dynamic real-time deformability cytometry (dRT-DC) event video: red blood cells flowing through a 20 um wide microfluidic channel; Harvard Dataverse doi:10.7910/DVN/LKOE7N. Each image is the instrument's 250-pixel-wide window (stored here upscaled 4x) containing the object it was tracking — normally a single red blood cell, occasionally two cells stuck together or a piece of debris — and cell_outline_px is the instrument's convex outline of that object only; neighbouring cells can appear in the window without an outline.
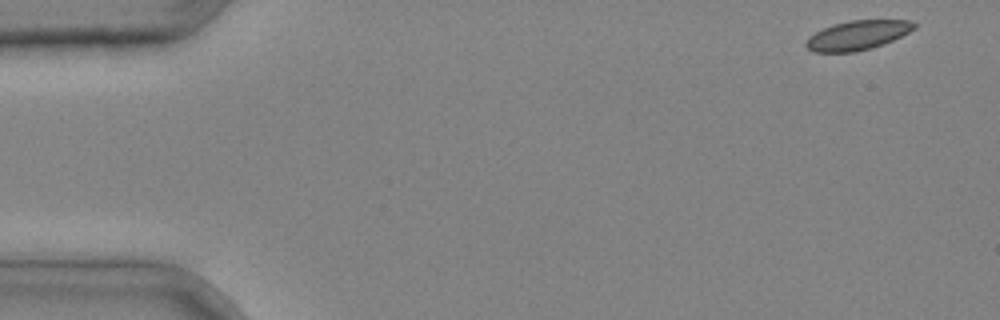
{"species": "common noctule bat (a hibernating species)", "species_latin": "Nyctalus noctula", "temperature_condition": "cold", "stored_images_in_passage": 37, "camera_frame_rate_fps": 3000, "um_per_image_px": 0.085, "animal": {"sex": "male", "body_mass_g": 20.4}, "frame": {"image": 1, "passage_image": 1, "time_ms": 0.0, "image_size_px": [1000, 320], "cell_outline_px": [[916, 28], [884, 44], [872, 48], [856, 52], [812, 52], [804, 44], [816, 32], [824, 28], [836, 24], [852, 20], [912, 20], [916, 24]], "centroid_in_image_um": [72.93, 3.0], "position_along_channel_um": 12.1, "area_um2": 18.26}}
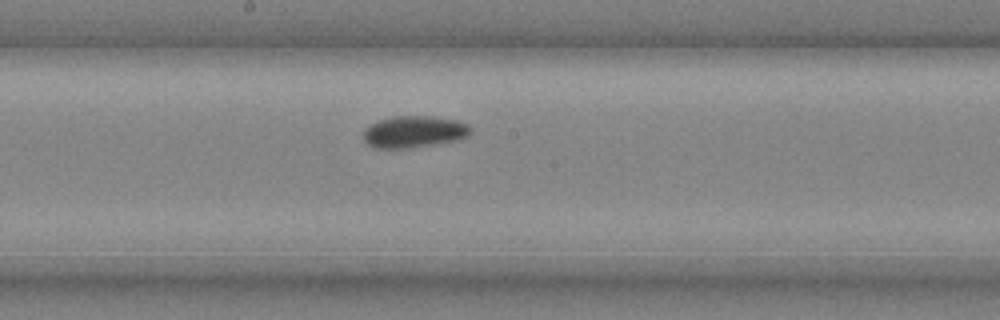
{"frame": {"image": 2, "passage_image": 22, "time_ms": 7.0, "image_size_px": [1000, 320], "cell_outline_px": [[472, 132], [468, 136], [456, 140], [412, 148], [372, 148], [364, 140], [364, 128], [380, 120], [392, 116], [432, 116], [456, 120], [468, 124], [472, 128]], "centroid_in_image_um": [35.2, 11.2], "position_along_channel_um": 213.0, "area_um2": 19.94}}
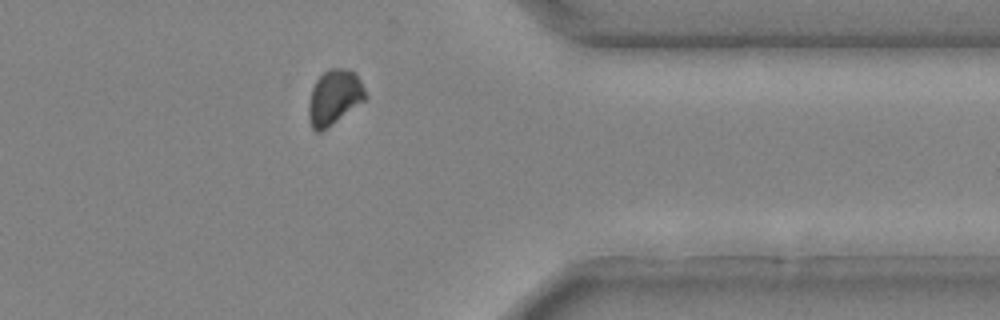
{"frame": {"image": 3, "passage_image": 34, "time_ms": 11.0, "image_size_px": [1000, 320], "cell_outline_px": [[368, 96], [364, 100], [332, 124], [320, 132], [316, 132], [312, 128], [308, 116], [308, 104], [312, 88], [316, 80], [328, 68], [348, 68], [360, 80]], "centroid_in_image_um": [28.39, 8.26], "position_along_channel_um": 383.0, "area_um2": 17.98}}